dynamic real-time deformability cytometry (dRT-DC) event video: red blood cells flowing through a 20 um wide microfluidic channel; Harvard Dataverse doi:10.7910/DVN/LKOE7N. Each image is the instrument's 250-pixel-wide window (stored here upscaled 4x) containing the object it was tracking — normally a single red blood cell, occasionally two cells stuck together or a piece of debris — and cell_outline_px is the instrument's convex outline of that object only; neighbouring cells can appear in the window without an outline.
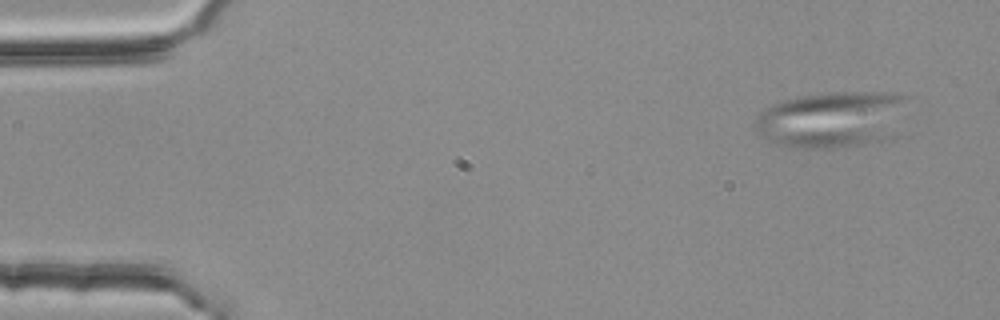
{"species": "common noctule bat (a hibernating species)", "species_latin": "Nyctalus noctula", "temperature_condition": "room temperature", "stored_images_in_passage": 4, "camera_frame_rate_fps": 3000, "um_per_image_px": 0.085, "animal": {"sex": "female", "body_mass_g": 25.1}, "frame": {"image": 1, "passage_image": 1, "time_ms": 0.0, "image_size_px": [1000, 320], "cell_outline_px": [[908, 100], [892, 136], [888, 140], [880, 144], [832, 148], [804, 148], [780, 144], [768, 140], [760, 136], [756, 132], [756, 120], [760, 112], [764, 108], [780, 100], [800, 96], [828, 92], [892, 92], [908, 96]], "centroid_in_image_um": [70.75, 10.15], "position_along_channel_um": 14.2, "area_um2": 50.75}}